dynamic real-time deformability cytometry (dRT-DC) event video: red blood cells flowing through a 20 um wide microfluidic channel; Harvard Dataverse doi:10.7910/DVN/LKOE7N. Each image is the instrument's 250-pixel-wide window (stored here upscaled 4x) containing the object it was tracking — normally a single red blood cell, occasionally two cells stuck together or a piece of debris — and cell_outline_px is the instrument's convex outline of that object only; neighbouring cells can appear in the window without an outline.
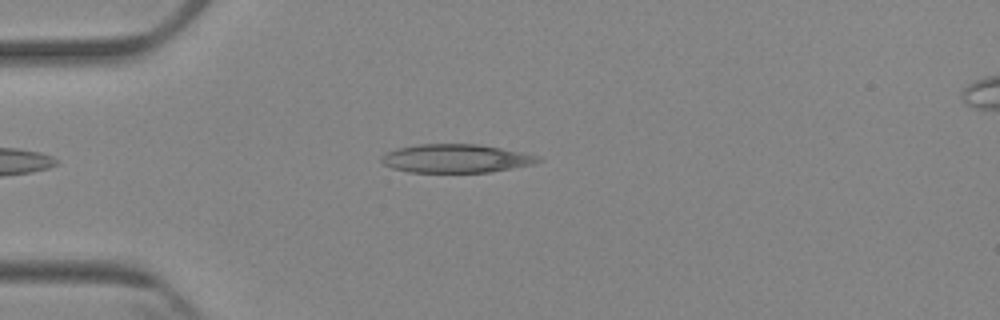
{"species": "Egyptian fruit bat (a non-hibernating species)", "species_latin": "Rousettus aegyptiacus", "temperature_condition": "cold", "stored_images_in_passage": 4, "camera_frame_rate_fps": 3000, "um_per_image_px": 0.085, "animal": {"sex": "female"}, "frame": {"image": 1, "passage_image": 4, "time_ms": 4.333, "image_size_px": [1000, 320], "cell_outline_px": [[544, 160], [532, 164], [512, 168], [488, 172], [408, 172], [392, 168], [384, 164], [380, 160], [380, 156], [396, 148], [420, 144], [476, 144], [500, 148], [540, 156]], "centroid_in_image_um": [38.73, 13.47], "position_along_channel_um": 46.3, "area_um2": 25.89}}